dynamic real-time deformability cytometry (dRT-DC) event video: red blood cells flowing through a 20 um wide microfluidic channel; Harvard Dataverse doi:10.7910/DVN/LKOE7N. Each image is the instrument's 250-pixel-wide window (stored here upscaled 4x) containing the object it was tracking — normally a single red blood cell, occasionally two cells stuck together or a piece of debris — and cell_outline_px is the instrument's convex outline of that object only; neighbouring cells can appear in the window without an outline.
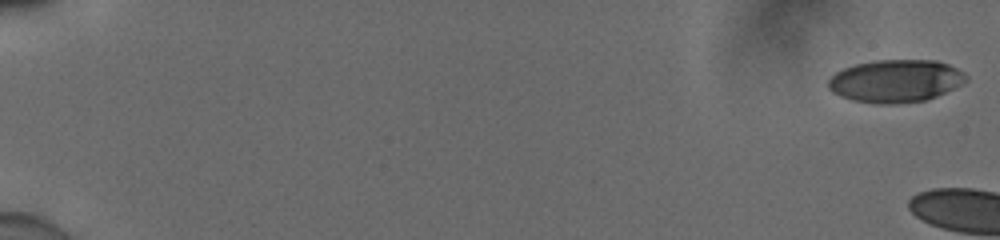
{"species": "human", "species_latin": "Homo sapiens", "temperature_condition": "cold", "stored_images_in_passage": 9, "camera_frame_rate_fps": 3000, "um_per_image_px": 0.085, "donor": {"sex": "male"}, "frame": {"image": 1, "passage_image": 1, "time_ms": 0.0, "image_size_px": [1000, 240], "cell_outline_px": [[968, 80], [936, 96], [924, 100], [892, 104], [876, 104], [852, 100], [840, 96], [832, 92], [828, 88], [828, 80], [836, 72], [844, 68], [856, 64], [876, 60], [936, 60], [948, 64], [964, 72], [968, 76]], "centroid_in_image_um": [76.11, 6.88], "position_along_channel_um": 8.9, "area_um2": 34.16}}